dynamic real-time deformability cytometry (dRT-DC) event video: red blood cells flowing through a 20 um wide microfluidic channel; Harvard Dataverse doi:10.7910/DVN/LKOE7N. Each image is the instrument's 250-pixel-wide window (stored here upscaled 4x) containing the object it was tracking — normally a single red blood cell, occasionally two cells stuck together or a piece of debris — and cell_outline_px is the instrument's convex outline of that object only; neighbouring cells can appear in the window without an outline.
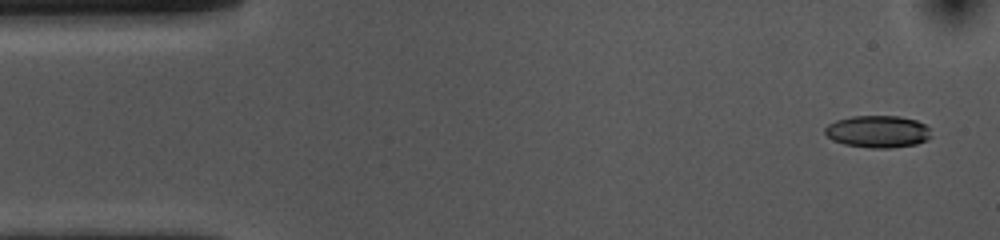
{"species": "common noctule bat (a hibernating species)", "species_latin": "Nyctalus noctula", "temperature_condition": "cold", "stored_images_in_passage": 52, "camera_frame_rate_fps": 3000, "um_per_image_px": 0.085, "animal": {"sex": "female", "body_mass_g": 10.0, "forearm_length_mm": 53.1}, "frame": {"image": 1, "passage_image": 1, "time_ms": 0.0, "image_size_px": [1000, 240], "cell_outline_px": [[932, 136], [928, 140], [916, 144], [892, 148], [872, 148], [844, 144], [832, 140], [824, 132], [824, 128], [828, 124], [836, 120], [852, 116], [900, 116], [916, 120], [924, 124], [928, 128]], "centroid_in_image_um": [74.62, 11.18], "position_along_channel_um": 10.4, "area_um2": 20.0}}
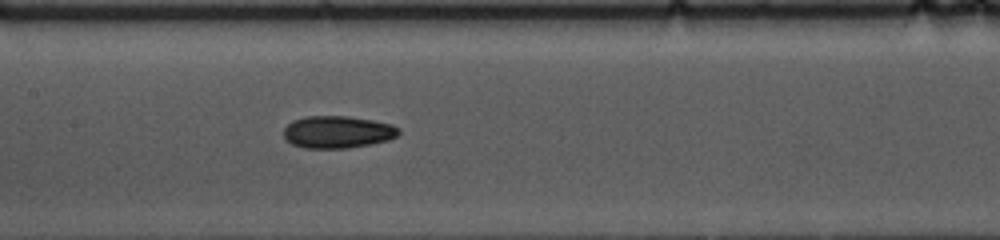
{"frame": {"image": 2, "passage_image": 23, "time_ms": 7.333, "image_size_px": [1000, 240], "cell_outline_px": [[400, 132], [396, 136], [388, 140], [348, 148], [304, 148], [292, 144], [284, 140], [284, 128], [292, 120], [308, 116], [348, 116], [372, 120], [392, 124], [400, 128]], "centroid_in_image_um": [28.67, 11.22], "position_along_channel_um": 178.7, "area_um2": 21.68}}
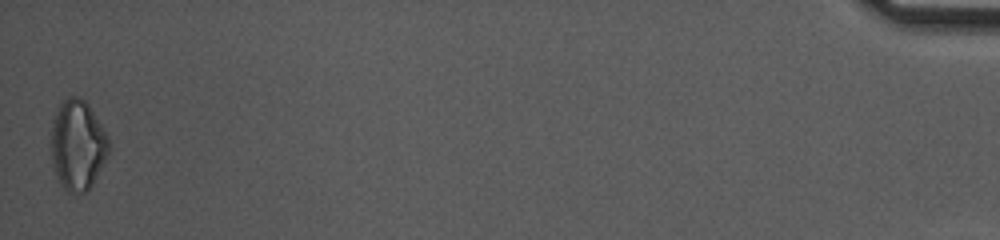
{"frame": {"image": 3, "passage_image": 52, "time_ms": 17.0, "image_size_px": [1000, 240], "cell_outline_px": [[108, 152], [92, 184], [84, 192], [68, 192], [64, 188], [52, 164], [52, 120], [60, 100], [68, 96], [80, 96], [88, 104], [108, 136]], "centroid_in_image_um": [6.58, 12.25], "position_along_channel_um": 428.6, "area_um2": 29.77}, "authors_computed_cell_mechanics": {"area_um2": 21.2704, "velocity_mm_per_s": 3.6384, "shape_relaxation_time_tau1_ms": 5.826, "shape_relaxation_time_tau2_ms": 7.4921, "deformation_change_tau1": 0.1244, "deformation_change_tau2": 0.1319}}